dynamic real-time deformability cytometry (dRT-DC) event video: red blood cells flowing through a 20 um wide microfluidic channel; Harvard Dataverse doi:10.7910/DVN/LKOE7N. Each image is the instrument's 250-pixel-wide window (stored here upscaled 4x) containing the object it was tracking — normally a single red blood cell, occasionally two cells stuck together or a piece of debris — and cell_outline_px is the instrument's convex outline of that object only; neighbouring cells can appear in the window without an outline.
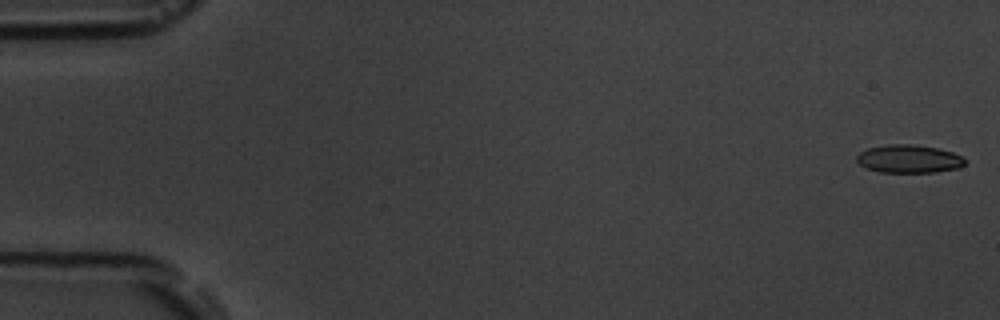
{"species": "common noctule bat (a hibernating species)", "species_latin": "Nyctalus noctula", "temperature_condition": "room temperature", "stored_images_in_passage": 6, "camera_frame_rate_fps": 3000, "um_per_image_px": 0.085, "animal": {"sex": "male", "body_mass_g": 19.5, "forearm_length_mm": 54.6}, "frame": {"image": 1, "passage_image": 1, "time_ms": 0.0, "image_size_px": [1000, 320], "cell_outline_px": [[968, 160], [960, 168], [936, 172], [880, 172], [868, 168], [860, 164], [856, 160], [856, 156], [860, 152], [868, 148], [888, 144], [912, 144], [936, 148], [952, 152], [964, 156]], "centroid_in_image_um": [77.3, 13.5], "position_along_channel_um": 7.7, "area_um2": 17.8}}
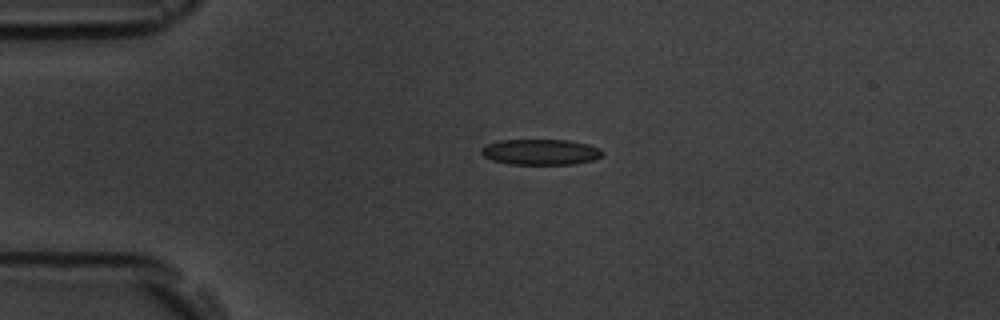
{"frame": {"image": 2, "passage_image": 4, "time_ms": 4.0, "image_size_px": [1000, 320], "cell_outline_px": [[604, 152], [600, 156], [592, 160], [572, 164], [508, 164], [492, 160], [484, 156], [480, 152], [480, 148], [488, 144], [500, 140], [568, 140], [588, 144], [600, 148]], "centroid_in_image_um": [45.93, 12.91], "position_along_channel_um": 39.1, "area_um2": 18.09}}
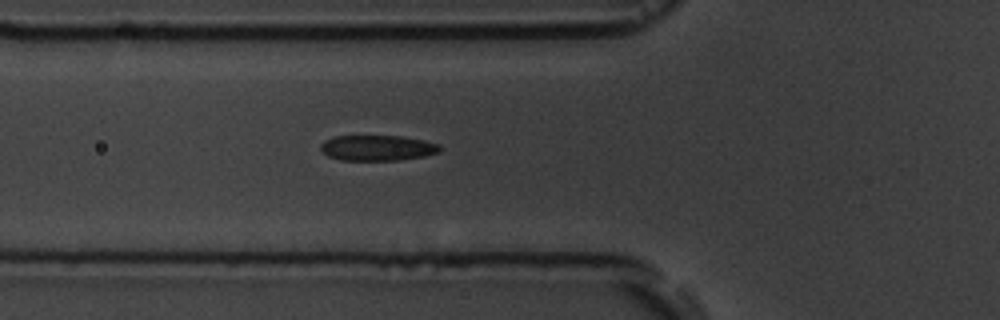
{"frame": {"image": 3, "passage_image": 6, "time_ms": 6.333, "image_size_px": [1000, 320], "cell_outline_px": [[440, 152], [424, 156], [400, 160], [340, 160], [328, 156], [320, 148], [320, 144], [324, 140], [336, 136], [404, 136], [424, 140], [440, 144]], "centroid_in_image_um": [32.09, 12.57], "position_along_channel_um": 93.7, "area_um2": 17.8}}